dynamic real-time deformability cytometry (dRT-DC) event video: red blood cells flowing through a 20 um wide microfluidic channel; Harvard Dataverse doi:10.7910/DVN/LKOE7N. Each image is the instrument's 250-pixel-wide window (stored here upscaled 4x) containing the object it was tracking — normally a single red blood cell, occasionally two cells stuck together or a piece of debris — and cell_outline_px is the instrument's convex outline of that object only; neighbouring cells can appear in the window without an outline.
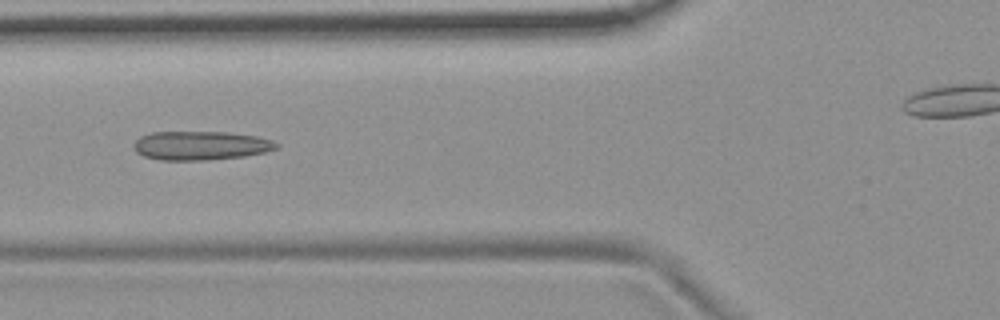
{"species": "common noctule bat (a hibernating species)", "species_latin": "Nyctalus noctula", "temperature_condition": "room temperature", "stored_images_in_passage": 8, "camera_frame_rate_fps": 3000, "um_per_image_px": 0.085, "animal": {"sex": "female", "body_mass_g": 19.9}, "frame": {"image": 1, "passage_image": 3, "time_ms": 3.0, "image_size_px": [1000, 320], "cell_outline_px": [[280, 148], [264, 152], [244, 156], [208, 160], [160, 160], [144, 156], [136, 152], [132, 148], [132, 144], [140, 136], [152, 132], [228, 132], [256, 136], [272, 140], [280, 144]], "centroid_in_image_um": [17.05, 12.37], "position_along_channel_um": 108.7, "area_um2": 24.22}}
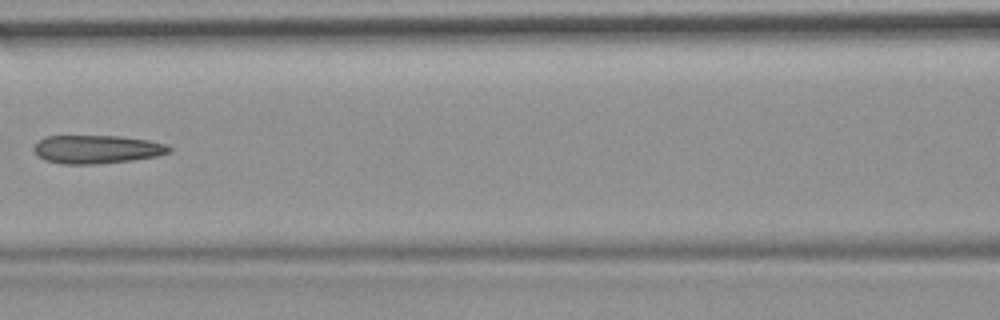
{"frame": {"image": 2, "passage_image": 4, "time_ms": 4.333, "image_size_px": [1000, 320], "cell_outline_px": [[172, 152], [156, 156], [132, 160], [96, 164], [64, 164], [44, 160], [32, 148], [44, 136], [120, 136], [148, 140], [168, 144], [172, 148]], "centroid_in_image_um": [8.27, 12.69], "position_along_channel_um": 158.3, "area_um2": 22.37}}
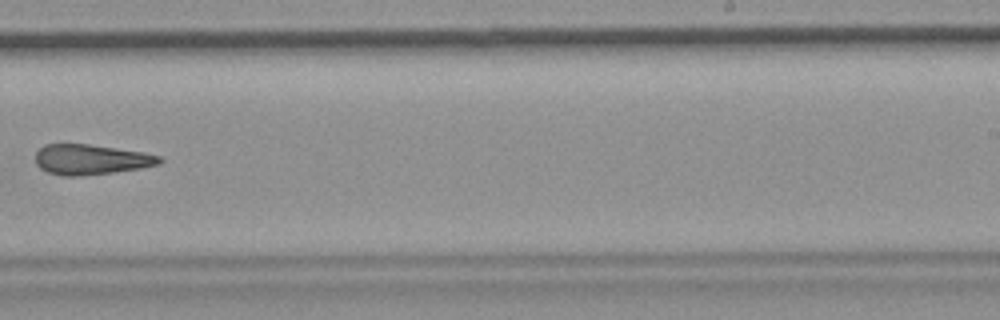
{"frame": {"image": 3, "passage_image": 7, "time_ms": 7.667, "image_size_px": [1000, 320], "cell_outline_px": [[164, 160], [160, 164], [140, 168], [116, 172], [80, 176], [64, 176], [48, 172], [40, 168], [36, 164], [36, 152], [44, 144], [88, 144], [144, 152], [160, 156]], "centroid_in_image_um": [7.74, 13.56], "position_along_channel_um": 281.3, "area_um2": 21.91}}